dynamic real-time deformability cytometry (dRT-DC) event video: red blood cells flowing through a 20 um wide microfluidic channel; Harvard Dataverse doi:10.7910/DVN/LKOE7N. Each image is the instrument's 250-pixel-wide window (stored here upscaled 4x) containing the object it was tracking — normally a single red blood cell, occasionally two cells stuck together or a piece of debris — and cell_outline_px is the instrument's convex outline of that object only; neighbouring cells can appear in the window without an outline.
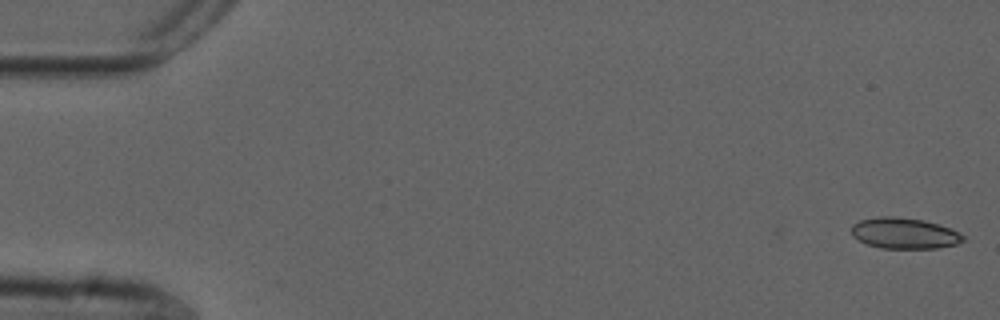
{"species": "common noctule bat (a hibernating species)", "species_latin": "Nyctalus noctula", "temperature_condition": "cold", "stored_images_in_passage": 2, "camera_frame_rate_fps": 3000, "um_per_image_px": 0.085, "animal": {"sex": "male", "forearm_length_mm": 52.5}, "frame": {"image": 1, "passage_image": 2, "time_ms": 0.333, "image_size_px": [1000, 320], "cell_outline_px": [[964, 240], [956, 244], [936, 248], [880, 248], [868, 244], [852, 236], [852, 224], [860, 220], [880, 216], [896, 216], [924, 220], [960, 232], [964, 236]], "centroid_in_image_um": [76.85, 19.82], "position_along_channel_um": 8.1, "area_um2": 20.0}}